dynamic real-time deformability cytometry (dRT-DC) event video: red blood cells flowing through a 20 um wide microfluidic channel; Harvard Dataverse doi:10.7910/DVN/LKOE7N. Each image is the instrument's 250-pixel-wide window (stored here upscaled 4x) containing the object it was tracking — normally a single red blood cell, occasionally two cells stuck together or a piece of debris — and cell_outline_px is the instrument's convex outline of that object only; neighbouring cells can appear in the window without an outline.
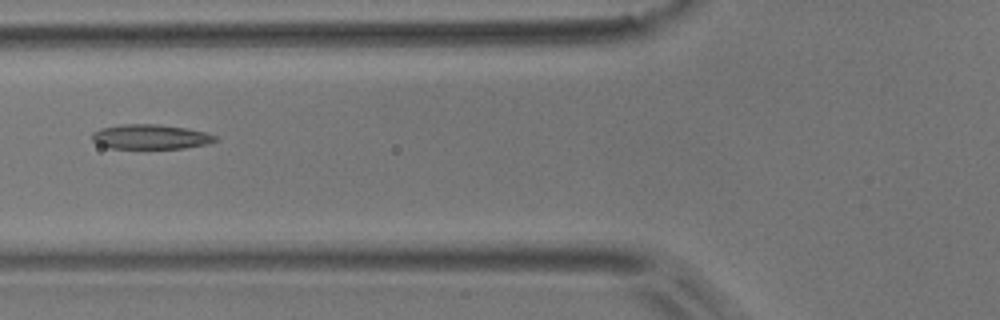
{"species": "common noctule bat (a hibernating species)", "species_latin": "Nyctalus noctula", "temperature_condition": "room temperature", "stored_images_in_passage": 9, "camera_frame_rate_fps": 3000, "um_per_image_px": 0.085, "animal": {"sex": "male", "body_mass_g": 17.9}, "frame": {"image": 1, "passage_image": 6, "time_ms": 1.667, "image_size_px": [1000, 320], "cell_outline_px": [[220, 140], [208, 144], [184, 148], [112, 148], [96, 144], [92, 140], [92, 132], [100, 128], [120, 124], [156, 124], [184, 128], [204, 132], [216, 136]], "centroid_in_image_um": [12.78, 11.63], "position_along_channel_um": 113.0, "area_um2": 17.74}}
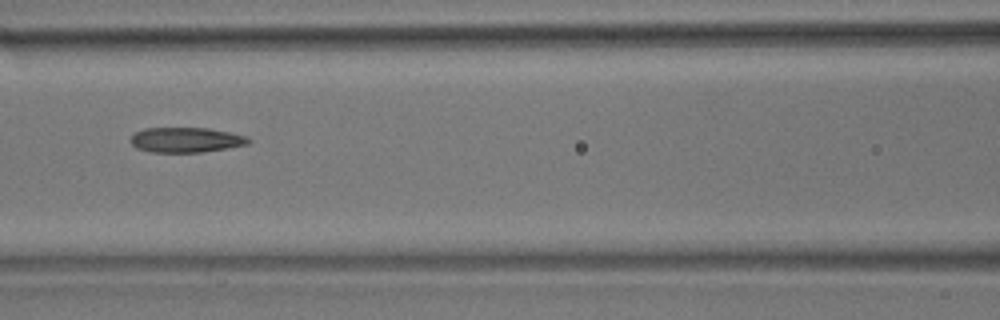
{"frame": {"image": 2, "passage_image": 7, "time_ms": 2.0, "image_size_px": [1000, 320], "cell_outline_px": [[252, 140], [248, 144], [228, 148], [200, 152], [148, 152], [136, 148], [132, 144], [132, 136], [136, 132], [144, 128], [208, 128], [228, 132], [244, 136]], "centroid_in_image_um": [15.8, 11.89], "position_along_channel_um": 150.8, "area_um2": 17.05}}
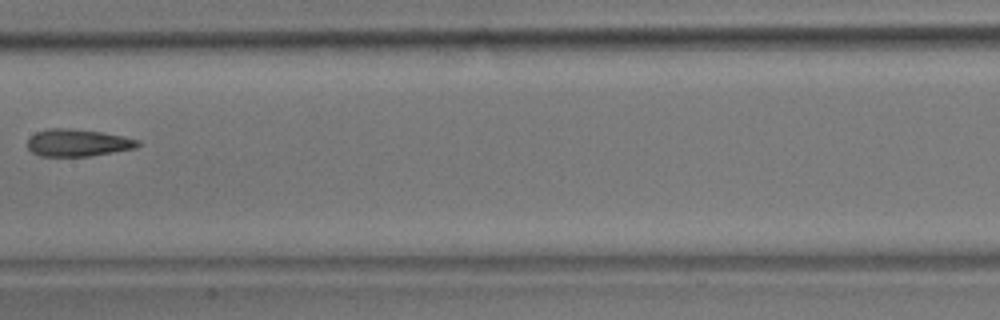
{"frame": {"image": 3, "passage_image": 8, "time_ms": 2.333, "image_size_px": [1000, 320], "cell_outline_px": [[140, 144], [136, 148], [88, 156], [40, 156], [32, 152], [28, 148], [28, 140], [36, 132], [48, 128], [72, 128], [104, 132], [124, 136], [140, 140]], "centroid_in_image_um": [6.63, 12.12], "position_along_channel_um": 200.8, "area_um2": 17.57}}